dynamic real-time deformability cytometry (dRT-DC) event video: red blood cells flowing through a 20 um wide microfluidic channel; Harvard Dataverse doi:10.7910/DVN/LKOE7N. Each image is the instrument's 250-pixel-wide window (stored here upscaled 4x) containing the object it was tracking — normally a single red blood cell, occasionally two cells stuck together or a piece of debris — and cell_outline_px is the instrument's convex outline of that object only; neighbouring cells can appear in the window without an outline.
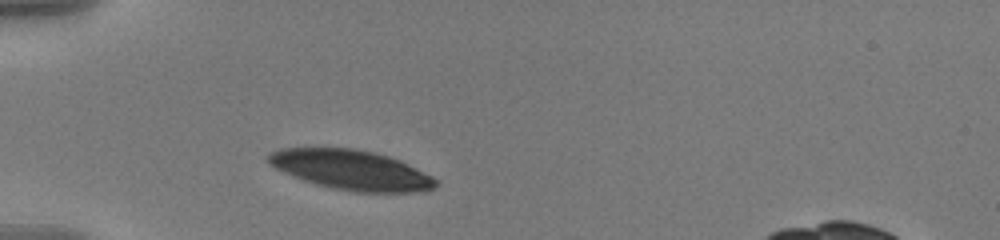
{"species": "human", "species_latin": "Homo sapiens", "temperature_condition": "warm", "stored_images_in_passage": 37, "camera_frame_rate_fps": 3000, "um_per_image_px": 0.085, "donor": {"sex": "male"}, "frame": {"image": 1, "passage_image": 1, "time_ms": 0.0, "image_size_px": [1000, 240], "cell_outline_px": [[440, 184], [436, 188], [420, 192], [352, 192], [332, 188], [316, 184], [304, 180], [284, 172], [268, 164], [264, 156], [268, 152], [280, 148], [356, 148], [376, 152], [400, 160], [432, 176]], "centroid_in_image_um": [29.84, 14.44], "position_along_channel_um": 55.2, "area_um2": 39.19}}
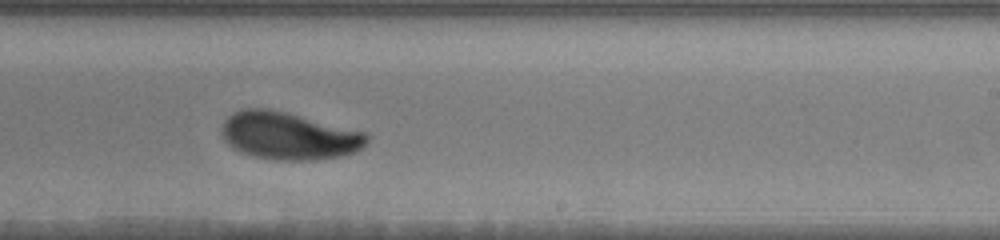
{"frame": {"image": 2, "passage_image": 20, "time_ms": 6.333, "image_size_px": [1000, 240], "cell_outline_px": [[368, 140], [356, 152], [340, 156], [316, 160], [272, 160], [252, 156], [240, 152], [232, 148], [220, 136], [220, 128], [224, 120], [232, 112], [244, 108], [268, 108], [368, 132]], "centroid_in_image_um": [24.49, 11.55], "position_along_channel_um": 264.5, "area_um2": 40.63}}
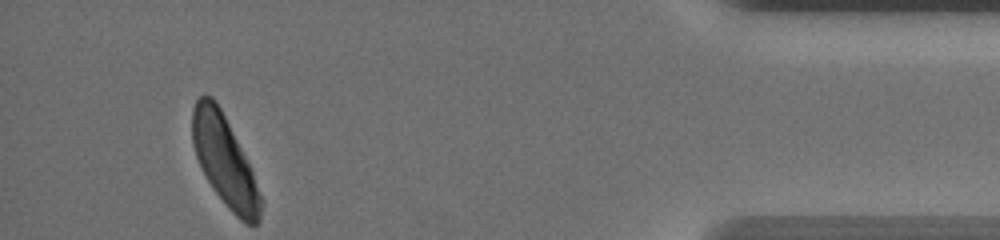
{"frame": {"image": 3, "passage_image": 37, "time_ms": 12.0, "image_size_px": [1000, 240], "cell_outline_px": [[260, 220], [256, 224], [244, 224], [228, 208], [216, 192], [208, 180], [196, 156], [192, 144], [192, 108], [196, 100], [204, 92], [212, 96], [216, 100], [252, 172], [260, 196]], "centroid_in_image_um": [19.05, 13.64], "position_along_channel_um": 416.2, "area_um2": 34.97}, "authors_computed_cell_mechanics": {"area_um2": 40.2866, "velocity_mm_per_s": 3.5652, "shape_relaxation_time_tau1_ms": 3.1642, "shape_relaxation_time_tau2_ms": 2.7452, "deformation_change_tau1": 0.1414, "deformation_change_tau2": 0.0748}}